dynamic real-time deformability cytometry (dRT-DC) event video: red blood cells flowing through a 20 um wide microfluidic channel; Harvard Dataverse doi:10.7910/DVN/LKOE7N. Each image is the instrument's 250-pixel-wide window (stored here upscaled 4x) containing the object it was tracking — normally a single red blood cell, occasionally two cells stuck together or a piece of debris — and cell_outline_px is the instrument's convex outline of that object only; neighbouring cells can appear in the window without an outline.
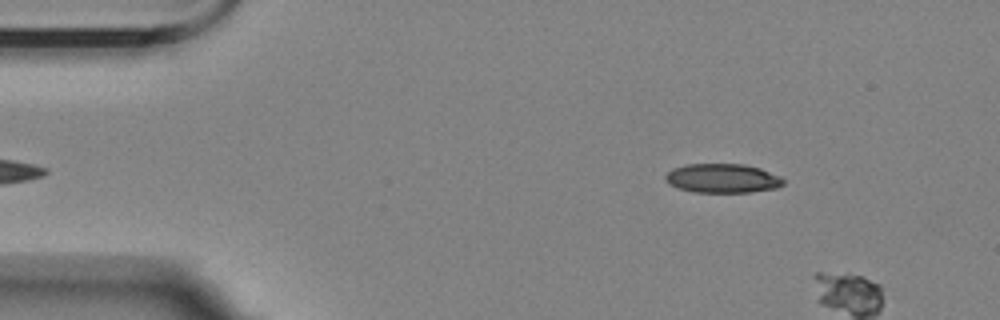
{"species": "Egyptian fruit bat (a non-hibernating species)", "species_latin": "Rousettus aegyptiacus", "temperature_condition": "room temperature", "stored_images_in_passage": 5, "segment_of_instrument_passage": [2, 2], "camera_frame_rate_fps": 3000, "um_per_image_px": 0.085, "animal": {"sex": "female"}, "frame": {"image": 1, "passage_image": 5, "time_ms": 5.333, "image_size_px": [1000, 320], "cell_outline_px": [[784, 184], [776, 188], [752, 192], [692, 192], [668, 184], [664, 180], [664, 176], [672, 168], [684, 164], [744, 164], [760, 168], [780, 176], [784, 180]], "centroid_in_image_um": [61.39, 15.15], "position_along_channel_um": 23.6, "area_um2": 20.17}}